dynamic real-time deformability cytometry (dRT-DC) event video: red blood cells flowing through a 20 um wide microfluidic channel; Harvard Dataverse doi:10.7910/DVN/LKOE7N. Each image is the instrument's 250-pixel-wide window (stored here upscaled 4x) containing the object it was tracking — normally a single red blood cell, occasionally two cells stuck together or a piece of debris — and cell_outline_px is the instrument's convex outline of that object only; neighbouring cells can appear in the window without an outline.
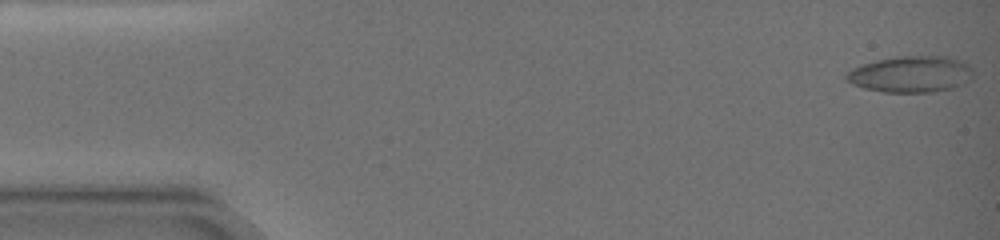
{"species": "common noctule bat (a hibernating species)", "species_latin": "Nyctalus noctula", "temperature_condition": "warm", "stored_images_in_passage": 87, "camera_frame_rate_fps": 3000, "um_per_image_px": 0.085, "animal": {"sex": "female", "body_mass_g": 19.0, "forearm_length_mm": 51.5}, "frame": {"image": 1, "passage_image": 1, "time_ms": 0.0, "image_size_px": [1000, 240], "cell_outline_px": [[972, 80], [964, 84], [952, 88], [932, 92], [884, 92], [864, 88], [852, 84], [844, 76], [852, 68], [876, 60], [896, 56], [948, 56], [964, 60], [972, 68]], "centroid_in_image_um": [77.48, 6.3], "position_along_channel_um": 7.5, "area_um2": 27.11}}
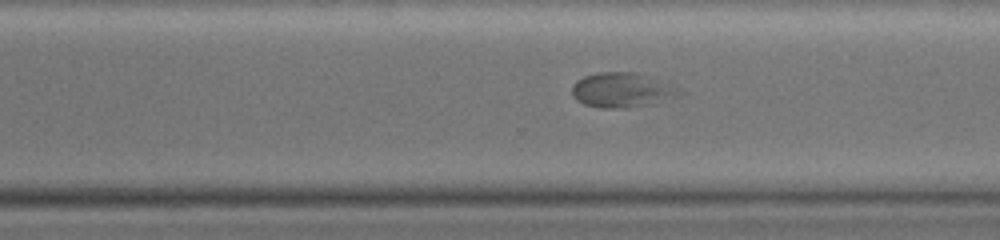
{"frame": {"image": 2, "passage_image": 58, "time_ms": 13.0, "image_size_px": [1000, 240], "cell_outline_px": [[688, 92], [680, 96], [644, 104], [624, 108], [600, 108], [584, 104], [576, 100], [572, 92], [572, 84], [576, 80], [584, 76], [600, 72], [636, 72]], "centroid_in_image_um": [52.83, 7.65], "position_along_channel_um": 317.8, "area_um2": 21.44}}
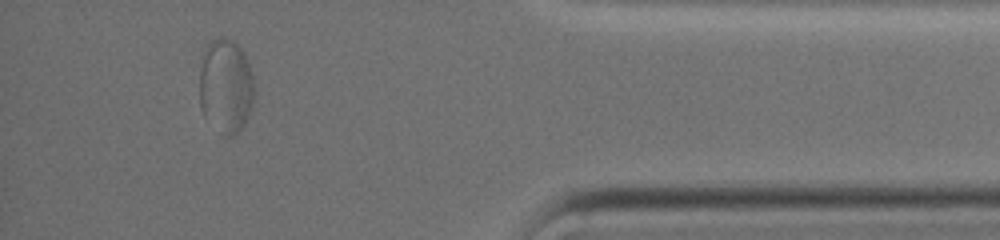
{"frame": {"image": 3, "passage_image": 77, "time_ms": 16.667, "image_size_px": [1000, 240], "cell_outline_px": [[256, 92], [252, 108], [240, 132], [232, 136], [224, 136], [204, 116], [200, 108], [200, 68], [204, 48], [216, 36], [224, 36], [232, 40], [244, 52], [252, 72], [256, 88]], "centroid_in_image_um": [19.22, 7.31], "position_along_channel_um": 416.0, "area_um2": 30.87}}